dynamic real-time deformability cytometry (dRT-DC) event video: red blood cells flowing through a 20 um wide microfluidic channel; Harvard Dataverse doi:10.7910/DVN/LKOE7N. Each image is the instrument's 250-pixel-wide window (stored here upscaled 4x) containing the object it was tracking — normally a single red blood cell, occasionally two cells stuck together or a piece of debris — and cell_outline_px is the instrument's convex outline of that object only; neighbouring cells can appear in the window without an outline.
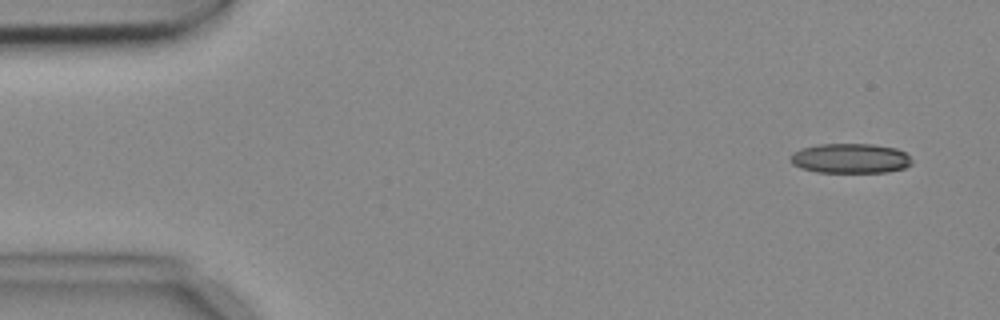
{"species": "common noctule bat (a hibernating species)", "species_latin": "Nyctalus noctula", "temperature_condition": "cold", "stored_images_in_passage": 5, "camera_frame_rate_fps": 3000, "um_per_image_px": 0.085, "animal": {"sex": "female", "body_mass_g": 18.4}, "frame": {"image": 1, "passage_image": 1, "time_ms": 0.0, "image_size_px": [1000, 320], "cell_outline_px": [[912, 164], [904, 168], [888, 172], [816, 172], [800, 168], [792, 164], [792, 152], [800, 148], [820, 144], [872, 144], [896, 148], [904, 152], [912, 160]], "centroid_in_image_um": [72.28, 13.46], "position_along_channel_um": 12.7, "area_um2": 21.1}}
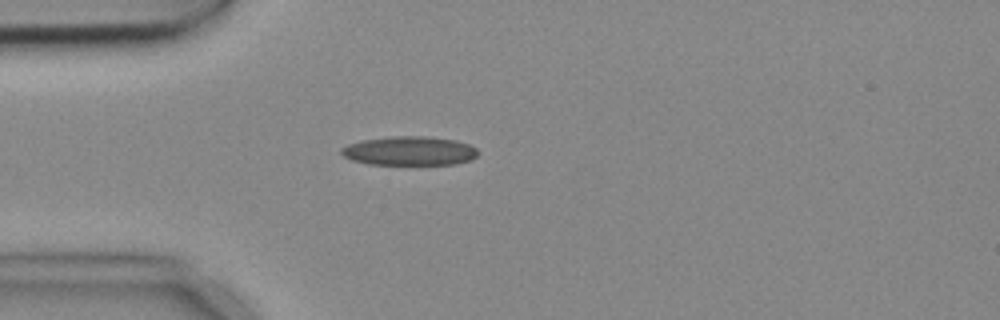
{"frame": {"image": 2, "passage_image": 4, "time_ms": 1.0, "image_size_px": [1000, 320], "cell_outline_px": [[476, 156], [472, 160], [456, 164], [368, 164], [352, 160], [344, 156], [340, 152], [340, 148], [348, 144], [360, 140], [392, 136], [424, 136], [456, 140], [468, 144], [476, 148]], "centroid_in_image_um": [34.78, 12.82], "position_along_channel_um": 50.2, "area_um2": 23.12}}